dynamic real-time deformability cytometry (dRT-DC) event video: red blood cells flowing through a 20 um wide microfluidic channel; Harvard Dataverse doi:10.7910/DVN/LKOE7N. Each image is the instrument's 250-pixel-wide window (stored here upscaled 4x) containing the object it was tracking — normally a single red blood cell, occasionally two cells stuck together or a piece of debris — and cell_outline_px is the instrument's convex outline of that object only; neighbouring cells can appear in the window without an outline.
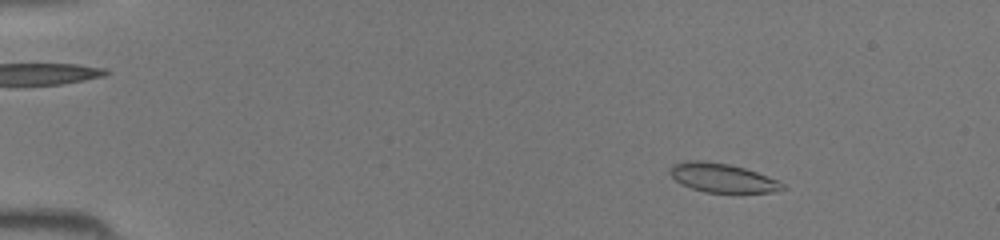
{"species": "common noctule bat (a hibernating species)", "species_latin": "Nyctalus noctula", "temperature_condition": "room temperature", "stored_images_in_passage": 45, "camera_frame_rate_fps": 3000, "um_per_image_px": 0.085, "animal": {"sex": "female", "body_mass_g": 19.5, "forearm_length_mm": 54.1}, "frame": {"image": 1, "passage_image": 7, "time_ms": 2.0, "image_size_px": [1000, 240], "cell_outline_px": [[788, 188], [772, 192], [740, 196], [704, 192], [680, 184], [668, 172], [668, 168], [672, 164], [684, 160], [704, 160], [728, 164], [744, 168], [756, 172], [776, 180], [784, 184]], "centroid_in_image_um": [61.41, 15.17], "position_along_channel_um": 23.6, "area_um2": 20.0}}
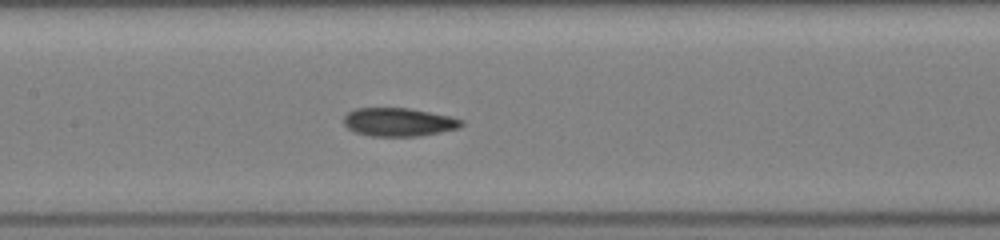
{"frame": {"image": 2, "passage_image": 23, "time_ms": 7.333, "image_size_px": [1000, 240], "cell_outline_px": [[464, 124], [460, 128], [420, 136], [372, 136], [356, 132], [348, 128], [344, 124], [344, 116], [348, 112], [356, 108], [408, 108], [452, 116], [464, 120]], "centroid_in_image_um": [33.93, 10.37], "position_along_channel_um": 173.5, "area_um2": 19.54}}
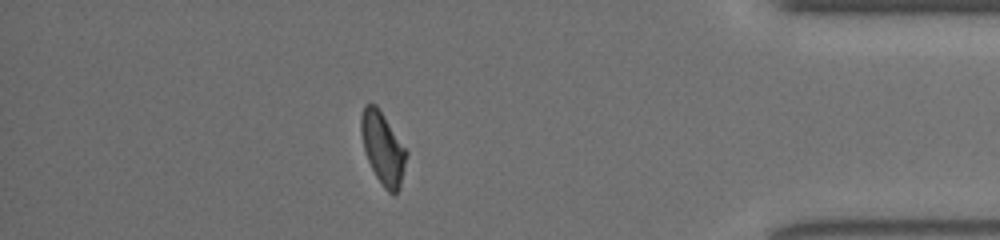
{"frame": {"image": 3, "passage_image": 40, "time_ms": 13.0, "image_size_px": [1000, 240], "cell_outline_px": [[408, 152], [400, 188], [392, 196], [384, 188], [376, 176], [368, 160], [364, 148], [360, 132], [360, 116], [364, 104], [376, 104]], "centroid_in_image_um": [32.53, 12.6], "position_along_channel_um": 402.7, "area_um2": 18.96}}